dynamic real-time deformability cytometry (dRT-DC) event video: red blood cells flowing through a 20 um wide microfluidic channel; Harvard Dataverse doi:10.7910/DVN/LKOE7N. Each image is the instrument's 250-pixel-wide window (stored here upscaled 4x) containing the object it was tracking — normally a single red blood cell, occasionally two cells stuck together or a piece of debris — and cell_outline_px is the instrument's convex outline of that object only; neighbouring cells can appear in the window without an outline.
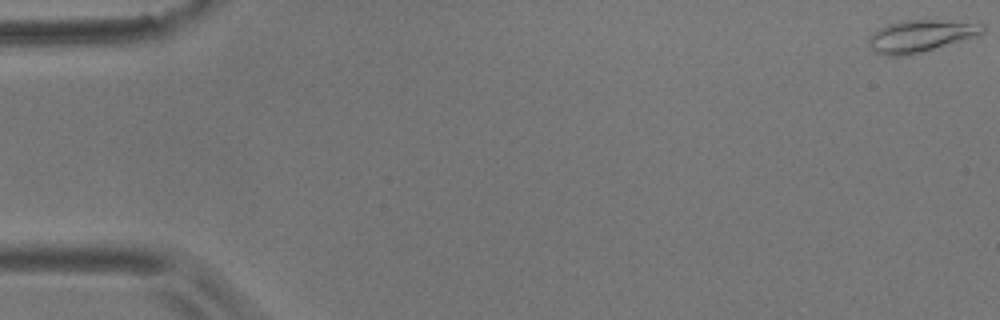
{"species": "common noctule bat (a hibernating species)", "species_latin": "Nyctalus noctula", "temperature_condition": "room temperature", "stored_images_in_passage": 57, "camera_frame_rate_fps": 3000, "um_per_image_px": 0.085, "animal": {"sex": "male", "body_mass_g": 17.9}, "frame": {"image": 1, "passage_image": 1, "time_ms": 0.0, "image_size_px": [1000, 320], "cell_outline_px": [[984, 32], [976, 36], [908, 56], [884, 56], [876, 52], [868, 44], [868, 36], [880, 28], [888, 24], [904, 20], [984, 20]], "centroid_in_image_um": [78.34, 3.03], "position_along_channel_um": 6.7, "area_um2": 21.79}}
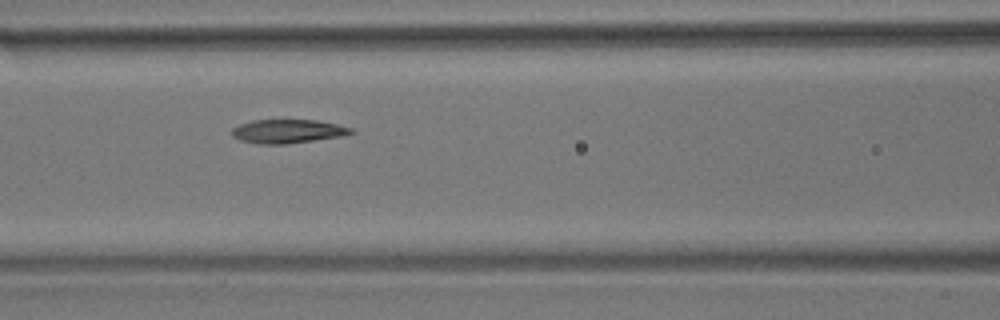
{"frame": {"image": 2, "passage_image": 25, "time_ms": 8.0, "image_size_px": [1000, 320], "cell_outline_px": [[356, 132], [344, 136], [284, 144], [260, 144], [240, 140], [232, 136], [232, 128], [240, 124], [252, 120], [316, 120], [336, 124], [352, 128]], "centroid_in_image_um": [24.47, 11.16], "position_along_channel_um": 142.1, "area_um2": 16.47}}
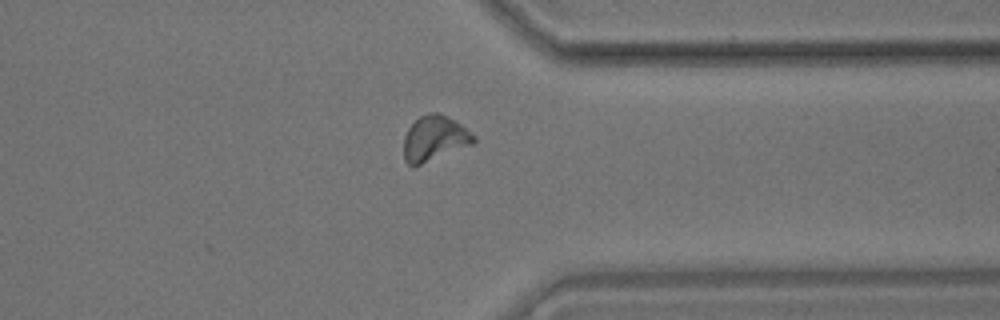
{"frame": {"image": 3, "passage_image": 45, "time_ms": 14.667, "image_size_px": [1000, 320], "cell_outline_px": [[476, 140], [472, 144], [412, 168], [404, 160], [404, 136], [408, 128], [420, 116], [428, 112], [440, 112], [456, 120], [476, 136]], "centroid_in_image_um": [36.93, 11.75], "position_along_channel_um": 374.5, "area_um2": 18.61}, "authors_computed_cell_mechanics": {"area_um2": 17.3978, "velocity_mm_per_s": 3.5384, "shape_relaxation_time_tau1_ms": 5.3281, "shape_relaxation_time_tau2_ms": 2.4117, "deformation_change_tau1": 0.1536, "deformation_change_tau2": 0.0793}}